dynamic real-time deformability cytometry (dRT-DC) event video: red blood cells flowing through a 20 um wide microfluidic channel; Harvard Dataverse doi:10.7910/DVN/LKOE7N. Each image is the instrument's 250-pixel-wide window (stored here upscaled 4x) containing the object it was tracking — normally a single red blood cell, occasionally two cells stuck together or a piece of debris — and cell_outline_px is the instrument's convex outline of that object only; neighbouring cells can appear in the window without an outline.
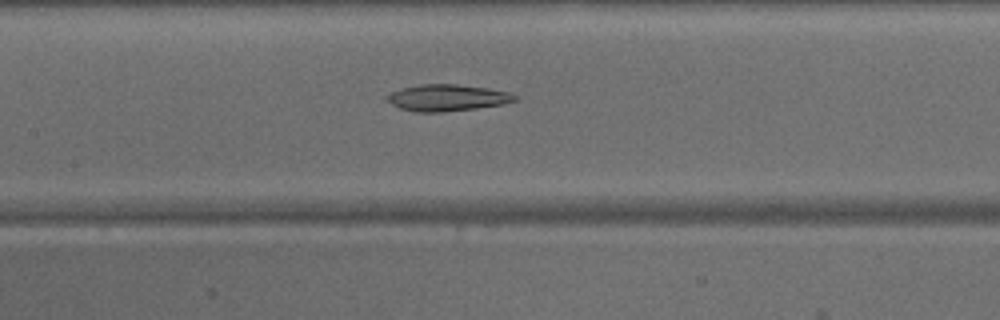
{"species": "common noctule bat (a hibernating species)", "species_latin": "Nyctalus noctula", "temperature_condition": "warm", "stored_images_in_passage": 23, "camera_frame_rate_fps": 3000, "um_per_image_px": 0.085, "animal": {"sex": "male", "body_mass_g": 15.6}, "frame": {"image": 1, "passage_image": 22, "time_ms": 7.0, "image_size_px": [1000, 320], "cell_outline_px": [[516, 100], [500, 104], [476, 108], [444, 112], [412, 112], [400, 108], [384, 100], [384, 96], [400, 88], [420, 84], [456, 84], [488, 88], [508, 92], [516, 96]], "centroid_in_image_um": [37.92, 8.31], "position_along_channel_um": 169.5, "area_um2": 19.83}}